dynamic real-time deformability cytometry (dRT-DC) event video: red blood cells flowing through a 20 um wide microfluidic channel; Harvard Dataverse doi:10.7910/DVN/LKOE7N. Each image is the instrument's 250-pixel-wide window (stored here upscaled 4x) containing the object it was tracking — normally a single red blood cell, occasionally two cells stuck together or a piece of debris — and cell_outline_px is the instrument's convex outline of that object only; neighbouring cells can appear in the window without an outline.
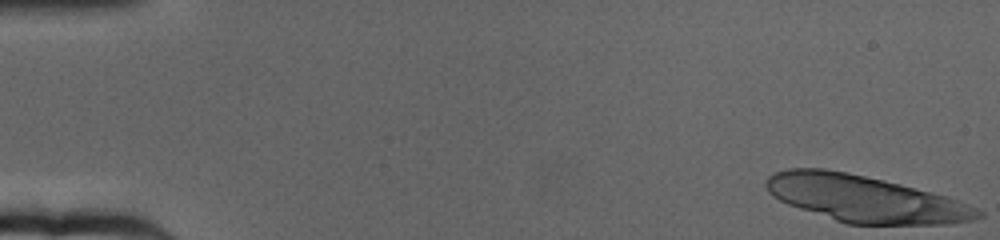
{"species": "human", "species_latin": "Homo sapiens", "temperature_condition": "cold", "stored_images_in_passage": 20, "camera_frame_rate_fps": 3000, "um_per_image_px": 0.085, "donor": {"sex": "female"}, "frame": {"image": 1, "passage_image": 1, "time_ms": 0.0, "image_size_px": [1000, 240], "cell_outline_px": [[984, 216], [972, 220], [948, 224], [848, 224], [788, 204], [772, 196], [768, 192], [764, 184], [768, 176], [776, 172], [792, 168], [824, 168], [864, 176], [900, 184], [944, 196], [956, 200], [976, 208], [984, 212]], "centroid_in_image_um": [73.49, 16.9], "position_along_channel_um": 11.5, "area_um2": 56.7}}